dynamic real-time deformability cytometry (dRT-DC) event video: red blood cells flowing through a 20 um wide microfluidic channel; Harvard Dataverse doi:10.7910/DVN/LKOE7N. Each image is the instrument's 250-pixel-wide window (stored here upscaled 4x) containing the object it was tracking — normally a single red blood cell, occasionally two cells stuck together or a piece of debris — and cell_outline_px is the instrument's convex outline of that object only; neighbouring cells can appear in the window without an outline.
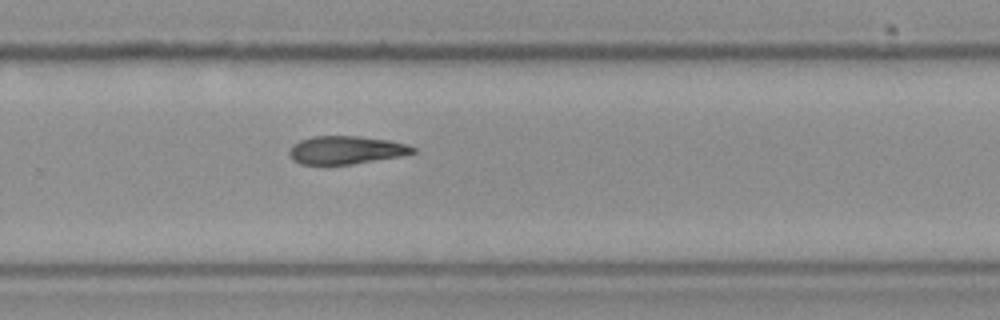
{"species": "Egyptian fruit bat (a non-hibernating species)", "species_latin": "Rousettus aegyptiacus", "temperature_condition": "cold", "stored_images_in_passage": 7, "camera_frame_rate_fps": 3000, "um_per_image_px": 0.085, "frame": {"image": 1, "passage_image": 7, "time_ms": 2.0, "image_size_px": [1000, 320], "cell_outline_px": [[416, 152], [400, 156], [352, 164], [300, 164], [292, 160], [288, 152], [292, 144], [300, 140], [312, 136], [360, 136], [388, 140], [404, 144], [416, 148]], "centroid_in_image_um": [29.36, 12.75], "position_along_channel_um": 300.4, "area_um2": 20.17}}